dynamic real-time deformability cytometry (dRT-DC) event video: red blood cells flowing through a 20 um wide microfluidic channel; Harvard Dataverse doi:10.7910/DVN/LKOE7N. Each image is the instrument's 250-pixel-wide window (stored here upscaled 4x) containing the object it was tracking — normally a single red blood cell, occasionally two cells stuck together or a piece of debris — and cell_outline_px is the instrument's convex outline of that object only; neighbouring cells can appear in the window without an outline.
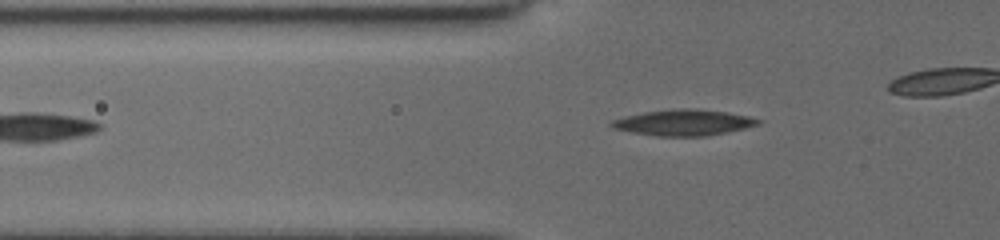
{"species": "common noctule bat (a hibernating species)", "species_latin": "Nyctalus noctula", "temperature_condition": "cold", "stored_images_in_passage": 30, "camera_frame_rate_fps": 3000, "um_per_image_px": 0.085, "animal": {"sex": "female", "body_mass_g": 19.5, "forearm_length_mm": 54.1}, "frame": {"image": 1, "passage_image": 4, "time_ms": 1.0, "image_size_px": [1000, 240], "cell_outline_px": [[760, 124], [744, 128], [704, 136], [656, 136], [632, 132], [616, 128], [608, 124], [612, 120], [644, 112], [684, 108], [688, 108], [724, 112], [748, 116], [760, 120]], "centroid_in_image_um": [58.1, 10.42], "position_along_channel_um": 67.7, "area_um2": 21.56}}
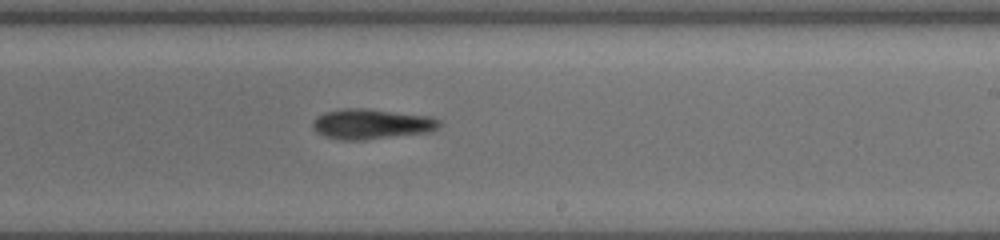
{"frame": {"image": 2, "passage_image": 19, "time_ms": 6.0, "image_size_px": [1000, 240], "cell_outline_px": [[440, 124], [436, 128], [428, 132], [364, 140], [340, 140], [324, 136], [316, 132], [312, 128], [312, 124], [320, 116], [328, 112], [344, 108], [360, 108], [428, 116], [440, 120]], "centroid_in_image_um": [31.55, 10.56], "position_along_channel_um": 257.4, "area_um2": 21.79}}
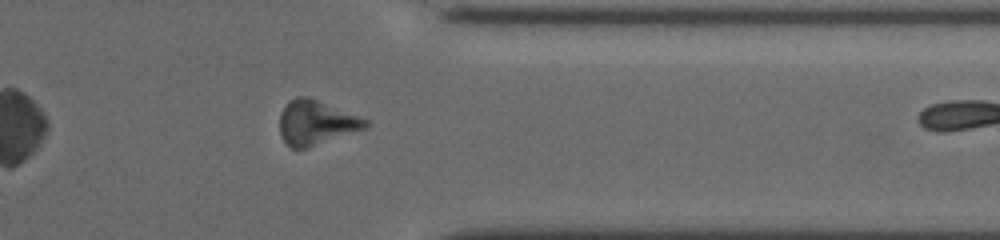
{"frame": {"image": 3, "passage_image": 29, "time_ms": 9.333, "image_size_px": [1000, 240], "cell_outline_px": [[368, 128], [308, 148], [292, 148], [284, 140], [280, 132], [280, 112], [296, 96], [308, 96], [368, 120]], "centroid_in_image_um": [26.88, 10.43], "position_along_channel_um": 384.5, "area_um2": 22.02}}